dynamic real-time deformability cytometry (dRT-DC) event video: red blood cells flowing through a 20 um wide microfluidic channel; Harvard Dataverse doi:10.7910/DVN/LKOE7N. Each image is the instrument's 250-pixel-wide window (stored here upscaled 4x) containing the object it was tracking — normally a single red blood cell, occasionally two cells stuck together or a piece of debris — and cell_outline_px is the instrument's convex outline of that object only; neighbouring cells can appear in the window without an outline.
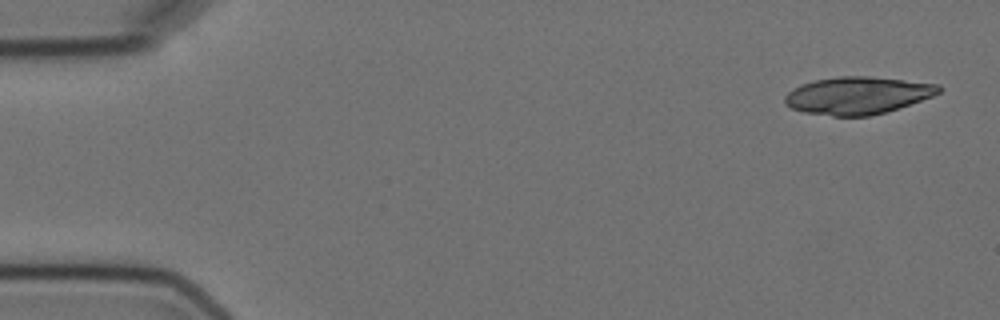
{"species": "Egyptian fruit bat (a non-hibernating species)", "species_latin": "Rousettus aegyptiacus", "temperature_condition": "cold", "stored_images_in_passage": 7, "camera_frame_rate_fps": 3000, "um_per_image_px": 0.085, "animal": {"sex": "female"}, "frame": {"image": 1, "passage_image": 1, "time_ms": 0.0, "image_size_px": [1000, 320], "cell_outline_px": [[944, 88], [940, 92], [932, 96], [884, 112], [868, 116], [832, 116], [804, 112], [792, 108], [784, 104], [784, 96], [792, 88], [800, 84], [816, 80], [840, 76], [868, 76], [940, 84]], "centroid_in_image_um": [72.86, 8.1], "position_along_channel_um": 12.1, "area_um2": 33.41}}